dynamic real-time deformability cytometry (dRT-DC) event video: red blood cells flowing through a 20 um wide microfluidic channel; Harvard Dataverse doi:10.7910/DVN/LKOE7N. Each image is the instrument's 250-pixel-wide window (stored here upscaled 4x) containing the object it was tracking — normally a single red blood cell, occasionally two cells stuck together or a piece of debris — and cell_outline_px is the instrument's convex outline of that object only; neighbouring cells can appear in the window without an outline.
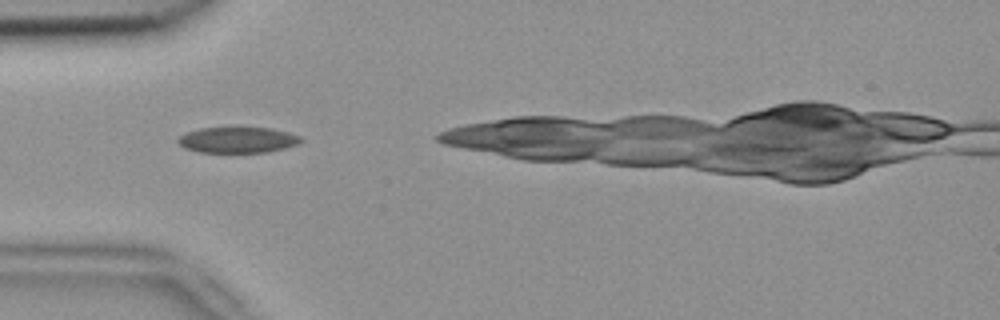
{"species": "common noctule bat (a hibernating species)", "species_latin": "Nyctalus noctula", "temperature_condition": "room temperature", "stored_images_in_passage": 5, "camera_frame_rate_fps": 3000, "um_per_image_px": 0.085, "animal": {"sex": "female", "body_mass_g": 18.4}, "frame": {"image": 1, "passage_image": 1, "time_ms": 0.0, "image_size_px": [1000, 320], "cell_outline_px": [[304, 140], [300, 144], [268, 152], [200, 152], [184, 148], [176, 140], [180, 136], [188, 132], [200, 128], [272, 128], [288, 132], [300, 136]], "centroid_in_image_um": [20.24, 11.9], "position_along_channel_um": 64.8, "area_um2": 18.44}}